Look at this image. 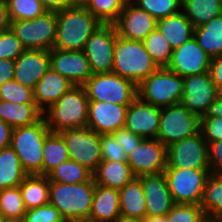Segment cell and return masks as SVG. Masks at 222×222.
<instances>
[{
	"mask_svg": "<svg viewBox=\"0 0 222 222\" xmlns=\"http://www.w3.org/2000/svg\"><path fill=\"white\" fill-rule=\"evenodd\" d=\"M95 188L94 177L79 184L49 181V203L66 222L89 220Z\"/></svg>",
	"mask_w": 222,
	"mask_h": 222,
	"instance_id": "1",
	"label": "cell"
},
{
	"mask_svg": "<svg viewBox=\"0 0 222 222\" xmlns=\"http://www.w3.org/2000/svg\"><path fill=\"white\" fill-rule=\"evenodd\" d=\"M102 23L84 6L57 12V31L53 49L83 50L91 34Z\"/></svg>",
	"mask_w": 222,
	"mask_h": 222,
	"instance_id": "2",
	"label": "cell"
},
{
	"mask_svg": "<svg viewBox=\"0 0 222 222\" xmlns=\"http://www.w3.org/2000/svg\"><path fill=\"white\" fill-rule=\"evenodd\" d=\"M89 99L83 86H73L56 103L43 112L51 132L85 128L88 120Z\"/></svg>",
	"mask_w": 222,
	"mask_h": 222,
	"instance_id": "3",
	"label": "cell"
},
{
	"mask_svg": "<svg viewBox=\"0 0 222 222\" xmlns=\"http://www.w3.org/2000/svg\"><path fill=\"white\" fill-rule=\"evenodd\" d=\"M113 51L112 72L132 81L136 86L158 69L142 41L117 36Z\"/></svg>",
	"mask_w": 222,
	"mask_h": 222,
	"instance_id": "4",
	"label": "cell"
},
{
	"mask_svg": "<svg viewBox=\"0 0 222 222\" xmlns=\"http://www.w3.org/2000/svg\"><path fill=\"white\" fill-rule=\"evenodd\" d=\"M50 132L44 117L33 125L13 129L10 146L28 175H43V146Z\"/></svg>",
	"mask_w": 222,
	"mask_h": 222,
	"instance_id": "5",
	"label": "cell"
},
{
	"mask_svg": "<svg viewBox=\"0 0 222 222\" xmlns=\"http://www.w3.org/2000/svg\"><path fill=\"white\" fill-rule=\"evenodd\" d=\"M143 101L157 107L180 103L183 95V77L167 68H158L137 86Z\"/></svg>",
	"mask_w": 222,
	"mask_h": 222,
	"instance_id": "6",
	"label": "cell"
},
{
	"mask_svg": "<svg viewBox=\"0 0 222 222\" xmlns=\"http://www.w3.org/2000/svg\"><path fill=\"white\" fill-rule=\"evenodd\" d=\"M89 101L130 105L138 96L137 86L115 73L93 74L83 85Z\"/></svg>",
	"mask_w": 222,
	"mask_h": 222,
	"instance_id": "7",
	"label": "cell"
},
{
	"mask_svg": "<svg viewBox=\"0 0 222 222\" xmlns=\"http://www.w3.org/2000/svg\"><path fill=\"white\" fill-rule=\"evenodd\" d=\"M201 117L181 103L160 108L157 139L166 147L200 132Z\"/></svg>",
	"mask_w": 222,
	"mask_h": 222,
	"instance_id": "8",
	"label": "cell"
},
{
	"mask_svg": "<svg viewBox=\"0 0 222 222\" xmlns=\"http://www.w3.org/2000/svg\"><path fill=\"white\" fill-rule=\"evenodd\" d=\"M10 29L25 49L52 50L57 31V12H46L31 20L11 21Z\"/></svg>",
	"mask_w": 222,
	"mask_h": 222,
	"instance_id": "9",
	"label": "cell"
},
{
	"mask_svg": "<svg viewBox=\"0 0 222 222\" xmlns=\"http://www.w3.org/2000/svg\"><path fill=\"white\" fill-rule=\"evenodd\" d=\"M164 173L175 204L200 205L210 169L166 168Z\"/></svg>",
	"mask_w": 222,
	"mask_h": 222,
	"instance_id": "10",
	"label": "cell"
},
{
	"mask_svg": "<svg viewBox=\"0 0 222 222\" xmlns=\"http://www.w3.org/2000/svg\"><path fill=\"white\" fill-rule=\"evenodd\" d=\"M59 134L65 141L69 159L94 174L102 162L101 135L88 127L66 129Z\"/></svg>",
	"mask_w": 222,
	"mask_h": 222,
	"instance_id": "11",
	"label": "cell"
},
{
	"mask_svg": "<svg viewBox=\"0 0 222 222\" xmlns=\"http://www.w3.org/2000/svg\"><path fill=\"white\" fill-rule=\"evenodd\" d=\"M117 36L114 24H101L87 40L82 51L93 74L112 72Z\"/></svg>",
	"mask_w": 222,
	"mask_h": 222,
	"instance_id": "12",
	"label": "cell"
},
{
	"mask_svg": "<svg viewBox=\"0 0 222 222\" xmlns=\"http://www.w3.org/2000/svg\"><path fill=\"white\" fill-rule=\"evenodd\" d=\"M207 151L208 143L200 131L167 147L166 168L210 169Z\"/></svg>",
	"mask_w": 222,
	"mask_h": 222,
	"instance_id": "13",
	"label": "cell"
},
{
	"mask_svg": "<svg viewBox=\"0 0 222 222\" xmlns=\"http://www.w3.org/2000/svg\"><path fill=\"white\" fill-rule=\"evenodd\" d=\"M220 91L209 72L183 77V95L180 103L190 112L203 116Z\"/></svg>",
	"mask_w": 222,
	"mask_h": 222,
	"instance_id": "14",
	"label": "cell"
},
{
	"mask_svg": "<svg viewBox=\"0 0 222 222\" xmlns=\"http://www.w3.org/2000/svg\"><path fill=\"white\" fill-rule=\"evenodd\" d=\"M135 177L164 172L167 166V147L158 139L144 138L127 156Z\"/></svg>",
	"mask_w": 222,
	"mask_h": 222,
	"instance_id": "15",
	"label": "cell"
},
{
	"mask_svg": "<svg viewBox=\"0 0 222 222\" xmlns=\"http://www.w3.org/2000/svg\"><path fill=\"white\" fill-rule=\"evenodd\" d=\"M113 24L119 37L139 41H143L157 28V20L131 0L126 2Z\"/></svg>",
	"mask_w": 222,
	"mask_h": 222,
	"instance_id": "16",
	"label": "cell"
},
{
	"mask_svg": "<svg viewBox=\"0 0 222 222\" xmlns=\"http://www.w3.org/2000/svg\"><path fill=\"white\" fill-rule=\"evenodd\" d=\"M211 57L199 46L195 37L174 49L169 69L180 77L209 72Z\"/></svg>",
	"mask_w": 222,
	"mask_h": 222,
	"instance_id": "17",
	"label": "cell"
},
{
	"mask_svg": "<svg viewBox=\"0 0 222 222\" xmlns=\"http://www.w3.org/2000/svg\"><path fill=\"white\" fill-rule=\"evenodd\" d=\"M50 68L75 86H82L92 75L89 61L82 50H49Z\"/></svg>",
	"mask_w": 222,
	"mask_h": 222,
	"instance_id": "18",
	"label": "cell"
},
{
	"mask_svg": "<svg viewBox=\"0 0 222 222\" xmlns=\"http://www.w3.org/2000/svg\"><path fill=\"white\" fill-rule=\"evenodd\" d=\"M160 124V107L136 97L128 106L124 127L147 139H157Z\"/></svg>",
	"mask_w": 222,
	"mask_h": 222,
	"instance_id": "19",
	"label": "cell"
},
{
	"mask_svg": "<svg viewBox=\"0 0 222 222\" xmlns=\"http://www.w3.org/2000/svg\"><path fill=\"white\" fill-rule=\"evenodd\" d=\"M128 106L111 102L89 101L87 127L100 135L112 134L124 127Z\"/></svg>",
	"mask_w": 222,
	"mask_h": 222,
	"instance_id": "20",
	"label": "cell"
},
{
	"mask_svg": "<svg viewBox=\"0 0 222 222\" xmlns=\"http://www.w3.org/2000/svg\"><path fill=\"white\" fill-rule=\"evenodd\" d=\"M146 201V216L166 215L175 205L164 172L137 177Z\"/></svg>",
	"mask_w": 222,
	"mask_h": 222,
	"instance_id": "21",
	"label": "cell"
},
{
	"mask_svg": "<svg viewBox=\"0 0 222 222\" xmlns=\"http://www.w3.org/2000/svg\"><path fill=\"white\" fill-rule=\"evenodd\" d=\"M14 62L13 79L21 85L34 90L37 82L50 68L49 51L26 49Z\"/></svg>",
	"mask_w": 222,
	"mask_h": 222,
	"instance_id": "22",
	"label": "cell"
},
{
	"mask_svg": "<svg viewBox=\"0 0 222 222\" xmlns=\"http://www.w3.org/2000/svg\"><path fill=\"white\" fill-rule=\"evenodd\" d=\"M73 86L66 77L49 68L33 90L35 104L44 112Z\"/></svg>",
	"mask_w": 222,
	"mask_h": 222,
	"instance_id": "23",
	"label": "cell"
},
{
	"mask_svg": "<svg viewBox=\"0 0 222 222\" xmlns=\"http://www.w3.org/2000/svg\"><path fill=\"white\" fill-rule=\"evenodd\" d=\"M120 215L119 190L96 184L89 220L115 222Z\"/></svg>",
	"mask_w": 222,
	"mask_h": 222,
	"instance_id": "24",
	"label": "cell"
},
{
	"mask_svg": "<svg viewBox=\"0 0 222 222\" xmlns=\"http://www.w3.org/2000/svg\"><path fill=\"white\" fill-rule=\"evenodd\" d=\"M157 28L173 50L194 37V26L182 11L157 20Z\"/></svg>",
	"mask_w": 222,
	"mask_h": 222,
	"instance_id": "25",
	"label": "cell"
},
{
	"mask_svg": "<svg viewBox=\"0 0 222 222\" xmlns=\"http://www.w3.org/2000/svg\"><path fill=\"white\" fill-rule=\"evenodd\" d=\"M43 112L35 103H12L0 100V119L13 129L29 126L38 122Z\"/></svg>",
	"mask_w": 222,
	"mask_h": 222,
	"instance_id": "26",
	"label": "cell"
},
{
	"mask_svg": "<svg viewBox=\"0 0 222 222\" xmlns=\"http://www.w3.org/2000/svg\"><path fill=\"white\" fill-rule=\"evenodd\" d=\"M93 177L96 184L118 190L135 178L127 161L108 160H102Z\"/></svg>",
	"mask_w": 222,
	"mask_h": 222,
	"instance_id": "27",
	"label": "cell"
},
{
	"mask_svg": "<svg viewBox=\"0 0 222 222\" xmlns=\"http://www.w3.org/2000/svg\"><path fill=\"white\" fill-rule=\"evenodd\" d=\"M121 215L144 218L146 216V201L141 181L135 177L119 190Z\"/></svg>",
	"mask_w": 222,
	"mask_h": 222,
	"instance_id": "28",
	"label": "cell"
},
{
	"mask_svg": "<svg viewBox=\"0 0 222 222\" xmlns=\"http://www.w3.org/2000/svg\"><path fill=\"white\" fill-rule=\"evenodd\" d=\"M26 210L49 203V179L45 175H27L19 185Z\"/></svg>",
	"mask_w": 222,
	"mask_h": 222,
	"instance_id": "29",
	"label": "cell"
},
{
	"mask_svg": "<svg viewBox=\"0 0 222 222\" xmlns=\"http://www.w3.org/2000/svg\"><path fill=\"white\" fill-rule=\"evenodd\" d=\"M199 46L211 57L222 55V13L204 25L194 28Z\"/></svg>",
	"mask_w": 222,
	"mask_h": 222,
	"instance_id": "30",
	"label": "cell"
},
{
	"mask_svg": "<svg viewBox=\"0 0 222 222\" xmlns=\"http://www.w3.org/2000/svg\"><path fill=\"white\" fill-rule=\"evenodd\" d=\"M27 175L11 146L0 150V190L18 187Z\"/></svg>",
	"mask_w": 222,
	"mask_h": 222,
	"instance_id": "31",
	"label": "cell"
},
{
	"mask_svg": "<svg viewBox=\"0 0 222 222\" xmlns=\"http://www.w3.org/2000/svg\"><path fill=\"white\" fill-rule=\"evenodd\" d=\"M181 11L196 28L222 13V0H182Z\"/></svg>",
	"mask_w": 222,
	"mask_h": 222,
	"instance_id": "32",
	"label": "cell"
},
{
	"mask_svg": "<svg viewBox=\"0 0 222 222\" xmlns=\"http://www.w3.org/2000/svg\"><path fill=\"white\" fill-rule=\"evenodd\" d=\"M200 206L209 222L222 217V174L209 175Z\"/></svg>",
	"mask_w": 222,
	"mask_h": 222,
	"instance_id": "33",
	"label": "cell"
},
{
	"mask_svg": "<svg viewBox=\"0 0 222 222\" xmlns=\"http://www.w3.org/2000/svg\"><path fill=\"white\" fill-rule=\"evenodd\" d=\"M43 175L47 176L59 164L69 160V152L63 137L59 133L50 132L43 146Z\"/></svg>",
	"mask_w": 222,
	"mask_h": 222,
	"instance_id": "34",
	"label": "cell"
},
{
	"mask_svg": "<svg viewBox=\"0 0 222 222\" xmlns=\"http://www.w3.org/2000/svg\"><path fill=\"white\" fill-rule=\"evenodd\" d=\"M47 177L49 181L79 184L89 181L93 174L81 164L69 159L54 168Z\"/></svg>",
	"mask_w": 222,
	"mask_h": 222,
	"instance_id": "35",
	"label": "cell"
},
{
	"mask_svg": "<svg viewBox=\"0 0 222 222\" xmlns=\"http://www.w3.org/2000/svg\"><path fill=\"white\" fill-rule=\"evenodd\" d=\"M142 42L158 68L169 66L173 49L158 28L152 31Z\"/></svg>",
	"mask_w": 222,
	"mask_h": 222,
	"instance_id": "36",
	"label": "cell"
},
{
	"mask_svg": "<svg viewBox=\"0 0 222 222\" xmlns=\"http://www.w3.org/2000/svg\"><path fill=\"white\" fill-rule=\"evenodd\" d=\"M128 0H88L84 7L102 24H113Z\"/></svg>",
	"mask_w": 222,
	"mask_h": 222,
	"instance_id": "37",
	"label": "cell"
},
{
	"mask_svg": "<svg viewBox=\"0 0 222 222\" xmlns=\"http://www.w3.org/2000/svg\"><path fill=\"white\" fill-rule=\"evenodd\" d=\"M0 213L5 219H22L25 216L26 208L19 186L0 190Z\"/></svg>",
	"mask_w": 222,
	"mask_h": 222,
	"instance_id": "38",
	"label": "cell"
},
{
	"mask_svg": "<svg viewBox=\"0 0 222 222\" xmlns=\"http://www.w3.org/2000/svg\"><path fill=\"white\" fill-rule=\"evenodd\" d=\"M11 21L31 20L44 15L47 10L40 0H5Z\"/></svg>",
	"mask_w": 222,
	"mask_h": 222,
	"instance_id": "39",
	"label": "cell"
},
{
	"mask_svg": "<svg viewBox=\"0 0 222 222\" xmlns=\"http://www.w3.org/2000/svg\"><path fill=\"white\" fill-rule=\"evenodd\" d=\"M139 8L147 11L156 20L166 18L181 11L182 0H131Z\"/></svg>",
	"mask_w": 222,
	"mask_h": 222,
	"instance_id": "40",
	"label": "cell"
},
{
	"mask_svg": "<svg viewBox=\"0 0 222 222\" xmlns=\"http://www.w3.org/2000/svg\"><path fill=\"white\" fill-rule=\"evenodd\" d=\"M168 222H209L200 205L175 204L166 214Z\"/></svg>",
	"mask_w": 222,
	"mask_h": 222,
	"instance_id": "41",
	"label": "cell"
},
{
	"mask_svg": "<svg viewBox=\"0 0 222 222\" xmlns=\"http://www.w3.org/2000/svg\"><path fill=\"white\" fill-rule=\"evenodd\" d=\"M0 100L12 103H35L33 89L25 87L14 79L0 86Z\"/></svg>",
	"mask_w": 222,
	"mask_h": 222,
	"instance_id": "42",
	"label": "cell"
},
{
	"mask_svg": "<svg viewBox=\"0 0 222 222\" xmlns=\"http://www.w3.org/2000/svg\"><path fill=\"white\" fill-rule=\"evenodd\" d=\"M26 49L11 29L0 32V59L15 60Z\"/></svg>",
	"mask_w": 222,
	"mask_h": 222,
	"instance_id": "43",
	"label": "cell"
},
{
	"mask_svg": "<svg viewBox=\"0 0 222 222\" xmlns=\"http://www.w3.org/2000/svg\"><path fill=\"white\" fill-rule=\"evenodd\" d=\"M23 219L25 222H66L60 211L50 203L26 210Z\"/></svg>",
	"mask_w": 222,
	"mask_h": 222,
	"instance_id": "44",
	"label": "cell"
},
{
	"mask_svg": "<svg viewBox=\"0 0 222 222\" xmlns=\"http://www.w3.org/2000/svg\"><path fill=\"white\" fill-rule=\"evenodd\" d=\"M102 160L121 162L127 161V155L113 134L101 135Z\"/></svg>",
	"mask_w": 222,
	"mask_h": 222,
	"instance_id": "45",
	"label": "cell"
},
{
	"mask_svg": "<svg viewBox=\"0 0 222 222\" xmlns=\"http://www.w3.org/2000/svg\"><path fill=\"white\" fill-rule=\"evenodd\" d=\"M200 131L208 144L222 140V118L201 117Z\"/></svg>",
	"mask_w": 222,
	"mask_h": 222,
	"instance_id": "46",
	"label": "cell"
},
{
	"mask_svg": "<svg viewBox=\"0 0 222 222\" xmlns=\"http://www.w3.org/2000/svg\"><path fill=\"white\" fill-rule=\"evenodd\" d=\"M113 136L119 142L120 146L123 147L124 152L126 155H130L131 151L138 147L141 141L144 139L143 137L139 136L138 134H134L125 127L114 131Z\"/></svg>",
	"mask_w": 222,
	"mask_h": 222,
	"instance_id": "47",
	"label": "cell"
},
{
	"mask_svg": "<svg viewBox=\"0 0 222 222\" xmlns=\"http://www.w3.org/2000/svg\"><path fill=\"white\" fill-rule=\"evenodd\" d=\"M207 153L211 173L222 174V140L210 142Z\"/></svg>",
	"mask_w": 222,
	"mask_h": 222,
	"instance_id": "48",
	"label": "cell"
},
{
	"mask_svg": "<svg viewBox=\"0 0 222 222\" xmlns=\"http://www.w3.org/2000/svg\"><path fill=\"white\" fill-rule=\"evenodd\" d=\"M48 12H58L79 6L76 0H40Z\"/></svg>",
	"mask_w": 222,
	"mask_h": 222,
	"instance_id": "49",
	"label": "cell"
},
{
	"mask_svg": "<svg viewBox=\"0 0 222 222\" xmlns=\"http://www.w3.org/2000/svg\"><path fill=\"white\" fill-rule=\"evenodd\" d=\"M209 73L219 91L222 92V55L211 59Z\"/></svg>",
	"mask_w": 222,
	"mask_h": 222,
	"instance_id": "50",
	"label": "cell"
},
{
	"mask_svg": "<svg viewBox=\"0 0 222 222\" xmlns=\"http://www.w3.org/2000/svg\"><path fill=\"white\" fill-rule=\"evenodd\" d=\"M15 62L13 60L0 59V86L14 77Z\"/></svg>",
	"mask_w": 222,
	"mask_h": 222,
	"instance_id": "51",
	"label": "cell"
},
{
	"mask_svg": "<svg viewBox=\"0 0 222 222\" xmlns=\"http://www.w3.org/2000/svg\"><path fill=\"white\" fill-rule=\"evenodd\" d=\"M13 128L0 119V150L10 146Z\"/></svg>",
	"mask_w": 222,
	"mask_h": 222,
	"instance_id": "52",
	"label": "cell"
},
{
	"mask_svg": "<svg viewBox=\"0 0 222 222\" xmlns=\"http://www.w3.org/2000/svg\"><path fill=\"white\" fill-rule=\"evenodd\" d=\"M201 117H221L222 118V92L219 93L217 99L212 102L206 112Z\"/></svg>",
	"mask_w": 222,
	"mask_h": 222,
	"instance_id": "53",
	"label": "cell"
},
{
	"mask_svg": "<svg viewBox=\"0 0 222 222\" xmlns=\"http://www.w3.org/2000/svg\"><path fill=\"white\" fill-rule=\"evenodd\" d=\"M10 25L11 20L7 9V3L5 0H0V32L9 30Z\"/></svg>",
	"mask_w": 222,
	"mask_h": 222,
	"instance_id": "54",
	"label": "cell"
},
{
	"mask_svg": "<svg viewBox=\"0 0 222 222\" xmlns=\"http://www.w3.org/2000/svg\"><path fill=\"white\" fill-rule=\"evenodd\" d=\"M143 222H168L166 215L145 216Z\"/></svg>",
	"mask_w": 222,
	"mask_h": 222,
	"instance_id": "55",
	"label": "cell"
},
{
	"mask_svg": "<svg viewBox=\"0 0 222 222\" xmlns=\"http://www.w3.org/2000/svg\"><path fill=\"white\" fill-rule=\"evenodd\" d=\"M115 222H143V218L120 215V217Z\"/></svg>",
	"mask_w": 222,
	"mask_h": 222,
	"instance_id": "56",
	"label": "cell"
},
{
	"mask_svg": "<svg viewBox=\"0 0 222 222\" xmlns=\"http://www.w3.org/2000/svg\"><path fill=\"white\" fill-rule=\"evenodd\" d=\"M4 222H25L24 219H5Z\"/></svg>",
	"mask_w": 222,
	"mask_h": 222,
	"instance_id": "57",
	"label": "cell"
},
{
	"mask_svg": "<svg viewBox=\"0 0 222 222\" xmlns=\"http://www.w3.org/2000/svg\"><path fill=\"white\" fill-rule=\"evenodd\" d=\"M87 1H88V0H76V3H77L78 5L84 6Z\"/></svg>",
	"mask_w": 222,
	"mask_h": 222,
	"instance_id": "58",
	"label": "cell"
},
{
	"mask_svg": "<svg viewBox=\"0 0 222 222\" xmlns=\"http://www.w3.org/2000/svg\"><path fill=\"white\" fill-rule=\"evenodd\" d=\"M5 218L3 217V215L0 213V222H4Z\"/></svg>",
	"mask_w": 222,
	"mask_h": 222,
	"instance_id": "59",
	"label": "cell"
},
{
	"mask_svg": "<svg viewBox=\"0 0 222 222\" xmlns=\"http://www.w3.org/2000/svg\"><path fill=\"white\" fill-rule=\"evenodd\" d=\"M73 222H94V221H91V220H81V221H73Z\"/></svg>",
	"mask_w": 222,
	"mask_h": 222,
	"instance_id": "60",
	"label": "cell"
},
{
	"mask_svg": "<svg viewBox=\"0 0 222 222\" xmlns=\"http://www.w3.org/2000/svg\"><path fill=\"white\" fill-rule=\"evenodd\" d=\"M214 222H222V217L221 218H219V219H217L216 221H214Z\"/></svg>",
	"mask_w": 222,
	"mask_h": 222,
	"instance_id": "61",
	"label": "cell"
}]
</instances>
